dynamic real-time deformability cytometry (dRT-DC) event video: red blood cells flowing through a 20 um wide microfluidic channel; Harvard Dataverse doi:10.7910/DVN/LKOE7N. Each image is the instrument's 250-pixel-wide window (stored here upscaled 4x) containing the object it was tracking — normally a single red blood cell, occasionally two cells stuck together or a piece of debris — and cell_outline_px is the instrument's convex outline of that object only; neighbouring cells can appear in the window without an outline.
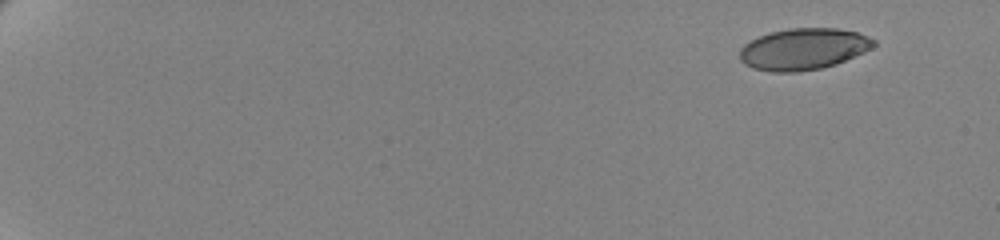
{"species": "human", "species_latin": "Homo sapiens", "temperature_condition": "cold", "stored_images_in_passage": 57, "camera_frame_rate_fps": 3000, "um_per_image_px": 0.085, "donor": {"sex": "female"}, "frame": {"image": 1, "passage_image": 1, "time_ms": 0.0, "image_size_px": [1000, 240], "cell_outline_px": [[876, 44], [872, 48], [864, 52], [836, 64], [820, 68], [796, 72], [772, 72], [752, 68], [744, 64], [740, 60], [740, 48], [744, 44], [760, 36], [772, 32], [788, 28], [836, 28], [856, 32], [868, 36], [876, 40]], "centroid_in_image_um": [68.29, 4.17], "position_along_channel_um": 16.7, "area_um2": 32.37}}
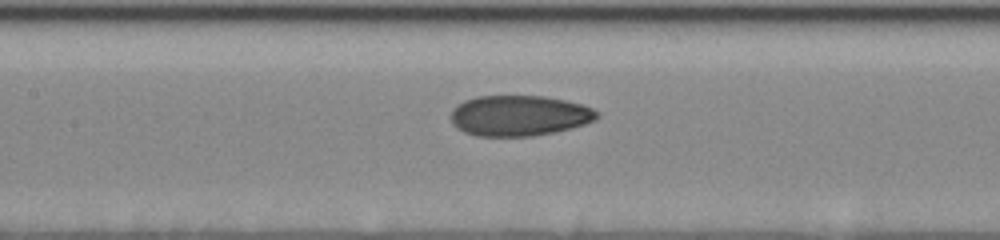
{"frame": {"image": 2, "passage_image": 29, "time_ms": 9.333, "image_size_px": [1000, 240], "cell_outline_px": [[600, 116], [596, 120], [572, 128], [532, 136], [476, 136], [464, 132], [452, 124], [452, 108], [464, 100], [476, 96], [544, 96], [564, 100], [580, 104], [592, 108], [600, 112]], "centroid_in_image_um": [44.14, 9.83], "position_along_channel_um": 163.3, "area_um2": 34.62}}
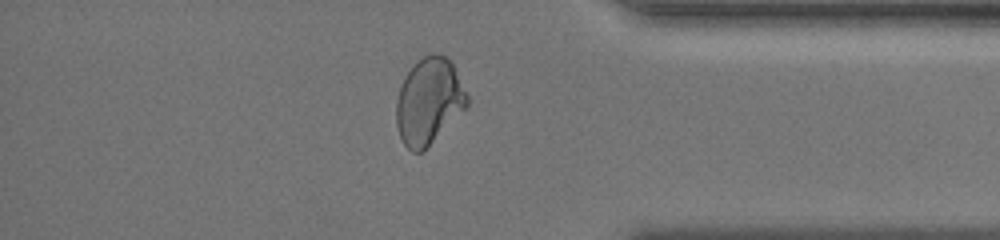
{"frame": {"image": 3, "passage_image": 50, "time_ms": 16.333, "image_size_px": [1000, 240], "cell_outline_px": [[468, 104], [424, 152], [412, 152], [404, 144], [400, 136], [396, 124], [396, 100], [404, 76], [416, 60], [428, 52], [436, 52], [444, 56], [452, 64], [468, 96]], "centroid_in_image_um": [36.42, 8.59], "position_along_channel_um": 398.8, "area_um2": 35.55}, "authors_computed_cell_mechanics": {"area_um2": 34.391, "velocity_mm_per_s": 3.504, "shape_relaxation_time_tau1_ms": 9.2979, "shape_relaxation_time_tau2_ms": 1.2569, "deformation_change_tau1": 0.1961, "deformation_change_tau2": 0.0622}}